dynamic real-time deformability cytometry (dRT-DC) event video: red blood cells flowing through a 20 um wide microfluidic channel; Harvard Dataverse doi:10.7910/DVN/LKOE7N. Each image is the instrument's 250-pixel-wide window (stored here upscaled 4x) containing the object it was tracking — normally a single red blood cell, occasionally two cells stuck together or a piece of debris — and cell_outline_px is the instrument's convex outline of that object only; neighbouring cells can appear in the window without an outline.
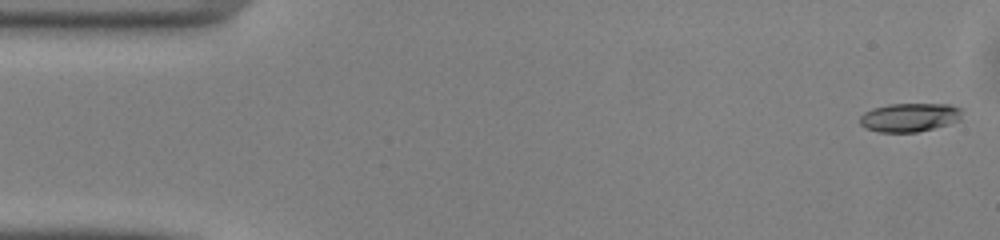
{"species": "common noctule bat (a hibernating species)", "species_latin": "Nyctalus noctula", "temperature_condition": "warm", "stored_images_in_passage": 46, "camera_frame_rate_fps": 3000, "um_per_image_px": 0.085, "animal": {"sex": "male", "body_mass_g": 13.0, "forearm_length_mm": 53.1}, "frame": {"image": 1, "passage_image": 1, "time_ms": 0.0, "image_size_px": [1000, 240], "cell_outline_px": [[964, 108], [960, 120], [948, 124], [916, 132], [880, 132], [864, 128], [860, 124], [860, 116], [864, 112], [872, 108], [888, 104], [952, 104]], "centroid_in_image_um": [77.33, 9.96], "position_along_channel_um": 7.7, "area_um2": 17.28}}
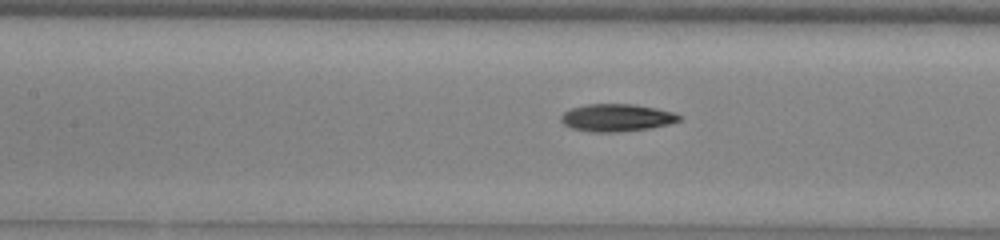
{"frame": {"image": 2, "passage_image": 21, "time_ms": 6.667, "image_size_px": [1000, 240], "cell_outline_px": [[684, 116], [680, 120], [668, 124], [648, 128], [620, 132], [592, 132], [572, 128], [564, 124], [560, 120], [560, 116], [564, 112], [572, 108], [588, 104], [632, 104], [656, 108], [672, 112]], "centroid_in_image_um": [52.41, 10.0], "position_along_channel_um": 155.0, "area_um2": 18.84}}
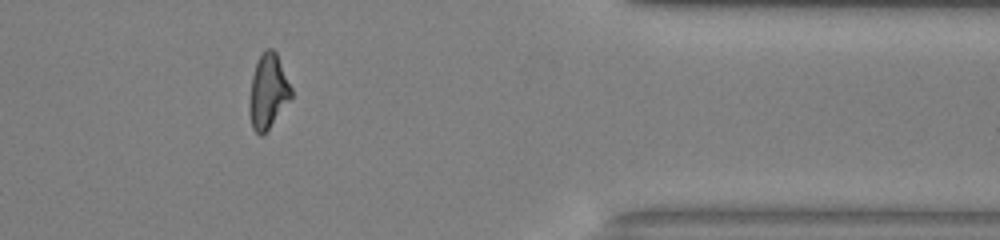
{"frame": {"image": 3, "passage_image": 40, "time_ms": 13.0, "image_size_px": [1000, 240], "cell_outline_px": [[292, 96], [268, 128], [260, 136], [252, 128], [248, 112], [248, 104], [252, 76], [256, 64], [264, 48], [272, 48], [276, 52], [292, 88]], "centroid_in_image_um": [22.76, 7.75], "position_along_channel_um": 388.6, "area_um2": 17.98}, "authors_computed_cell_mechanics": {"area_um2": 18.1492, "velocity_mm_per_s": 4.1217, "shape_relaxation_time_tau1_ms": 4.5987, "shape_relaxation_time_tau2_ms": 5.6071, "deformation_change_tau1": 0.1787, "deformation_change_tau2": 0.1471}}